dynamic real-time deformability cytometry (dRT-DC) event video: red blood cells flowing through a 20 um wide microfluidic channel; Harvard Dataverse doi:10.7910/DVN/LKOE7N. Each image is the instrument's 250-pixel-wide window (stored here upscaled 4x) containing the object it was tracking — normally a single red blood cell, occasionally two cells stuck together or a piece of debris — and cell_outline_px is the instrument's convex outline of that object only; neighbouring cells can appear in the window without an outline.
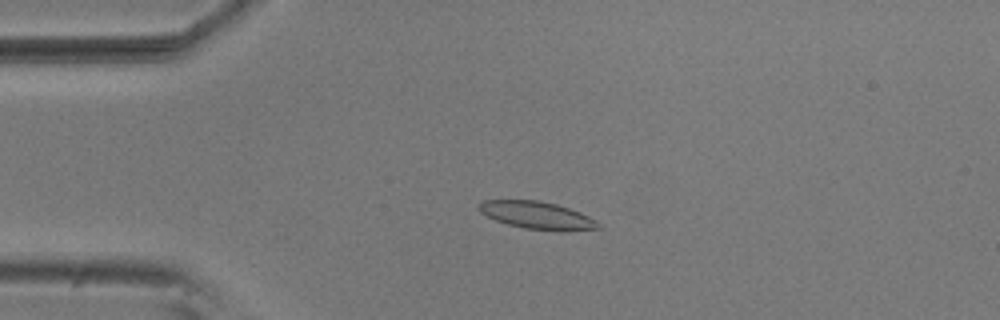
{"species": "common noctule bat (a hibernating species)", "species_latin": "Nyctalus noctula", "temperature_condition": "room temperature", "stored_images_in_passage": 55, "camera_frame_rate_fps": 3000, "um_per_image_px": 0.085, "animal": {"sex": "male", "body_mass_g": 20.5, "forearm_length_mm": 52.5}, "frame": {"image": 1, "passage_image": 13, "time_ms": 4.0, "image_size_px": [1000, 320], "cell_outline_px": [[600, 228], [560, 232], [524, 228], [508, 224], [496, 220], [480, 212], [476, 208], [484, 200], [540, 200], [556, 204], [580, 212], [596, 220], [600, 224]], "centroid_in_image_um": [45.67, 18.31], "position_along_channel_um": 39.3, "area_um2": 19.19}}
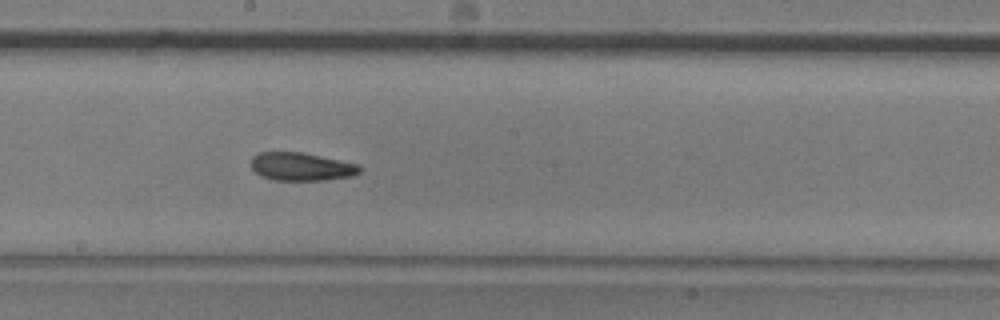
{"frame": {"image": 2, "passage_image": 30, "time_ms": 9.667, "image_size_px": [1000, 320], "cell_outline_px": [[364, 168], [360, 172], [352, 176], [324, 180], [272, 180], [260, 176], [252, 168], [252, 156], [260, 152], [304, 152], [360, 164]], "centroid_in_image_um": [25.66, 14.16], "position_along_channel_um": 222.5, "area_um2": 18.03}}
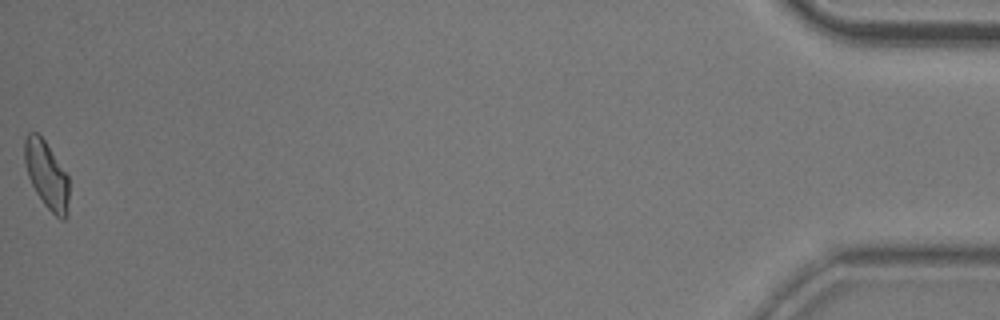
{"frame": {"image": 3, "passage_image": 55, "time_ms": 18.0, "image_size_px": [1000, 320], "cell_outline_px": [[68, 216], [64, 220], [60, 220], [44, 204], [36, 192], [28, 176], [24, 160], [24, 140], [28, 132], [36, 132], [44, 140], [68, 176]], "centroid_in_image_um": [3.96, 14.88], "position_along_channel_um": 431.2, "area_um2": 17.28}, "authors_computed_cell_mechanics": {"area_um2": 18.3226, "velocity_mm_per_s": 3.698, "shape_relaxation_time_tau1_ms": 11.1322, "shape_relaxation_time_tau2_ms": 3.0877, "deformation_change_tau1": 0.2169, "deformation_change_tau2": 0.093}}